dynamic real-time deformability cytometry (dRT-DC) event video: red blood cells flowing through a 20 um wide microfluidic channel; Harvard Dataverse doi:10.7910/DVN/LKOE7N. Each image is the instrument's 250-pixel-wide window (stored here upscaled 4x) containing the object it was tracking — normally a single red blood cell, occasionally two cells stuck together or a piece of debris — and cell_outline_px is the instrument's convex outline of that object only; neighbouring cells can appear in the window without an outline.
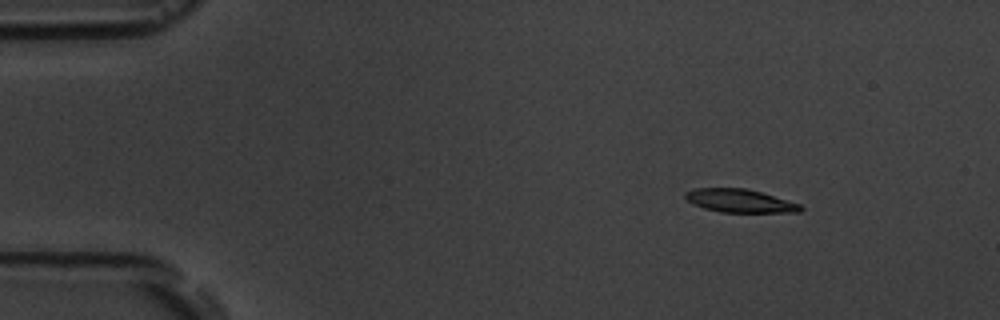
{"species": "common noctule bat (a hibernating species)", "species_latin": "Nyctalus noctula", "temperature_condition": "room temperature", "stored_images_in_passage": 5, "camera_frame_rate_fps": 3000, "um_per_image_px": 0.085, "animal": {"sex": "male", "body_mass_g": 19.5, "forearm_length_mm": 54.6}, "frame": {"image": 1, "passage_image": 3, "time_ms": 2.333, "image_size_px": [1000, 320], "cell_outline_px": [[804, 208], [800, 212], [720, 212], [704, 208], [692, 204], [684, 196], [684, 192], [696, 188], [744, 188], [760, 192], [800, 204]], "centroid_in_image_um": [62.85, 17.07], "position_along_channel_um": 22.1, "area_um2": 15.49}}